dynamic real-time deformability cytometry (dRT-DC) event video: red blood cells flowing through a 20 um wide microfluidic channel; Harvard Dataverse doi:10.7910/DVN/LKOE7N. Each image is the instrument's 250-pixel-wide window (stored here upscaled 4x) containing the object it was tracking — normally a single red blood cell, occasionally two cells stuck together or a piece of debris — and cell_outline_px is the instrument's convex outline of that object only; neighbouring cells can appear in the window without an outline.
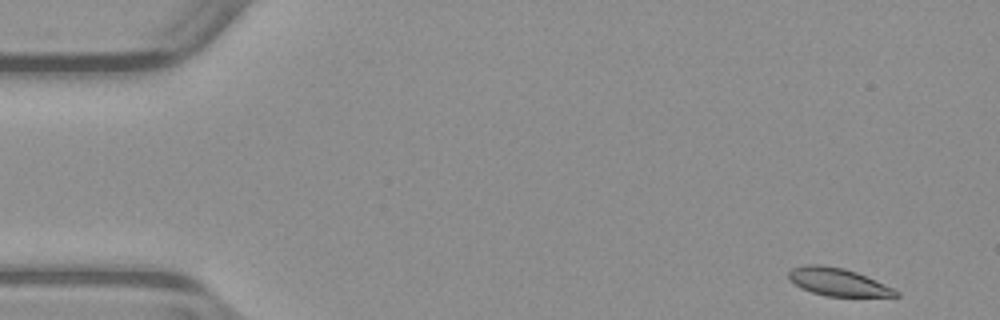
{"species": "common noctule bat (a hibernating species)", "species_latin": "Nyctalus noctula", "temperature_condition": "warm", "stored_images_in_passage": 50, "camera_frame_rate_fps": 3000, "um_per_image_px": 0.085, "animal": {"sex": "male", "body_mass_g": 23.1, "forearm_length_mm": 52.7}, "frame": {"image": 1, "passage_image": 1, "time_ms": 0.0, "image_size_px": [1000, 320], "cell_outline_px": [[900, 296], [824, 296], [800, 288], [788, 280], [788, 272], [792, 268], [804, 264], [820, 264], [844, 268], [856, 272], [884, 284], [900, 292]], "centroid_in_image_um": [71.16, 23.96], "position_along_channel_um": 13.8, "area_um2": 17.34}}
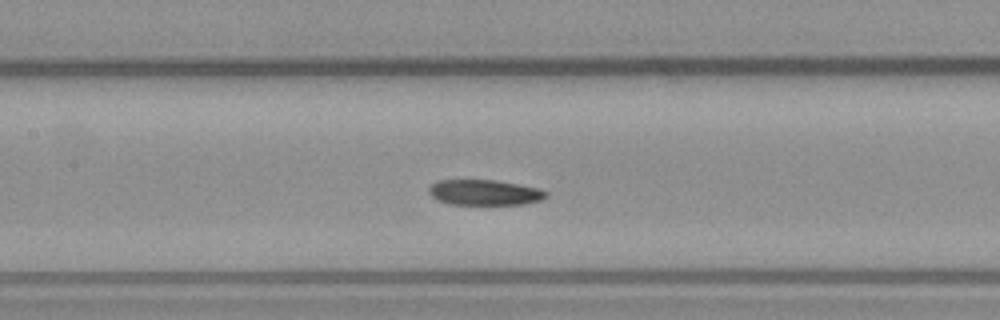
{"frame": {"image": 2, "passage_image": 22, "time_ms": 7.0, "image_size_px": [1000, 320], "cell_outline_px": [[548, 196], [540, 200], [524, 204], [452, 204], [436, 200], [428, 192], [428, 188], [436, 180], [496, 180], [540, 188], [548, 192]], "centroid_in_image_um": [41.19, 16.35], "position_along_channel_um": 166.2, "area_um2": 17.46}}
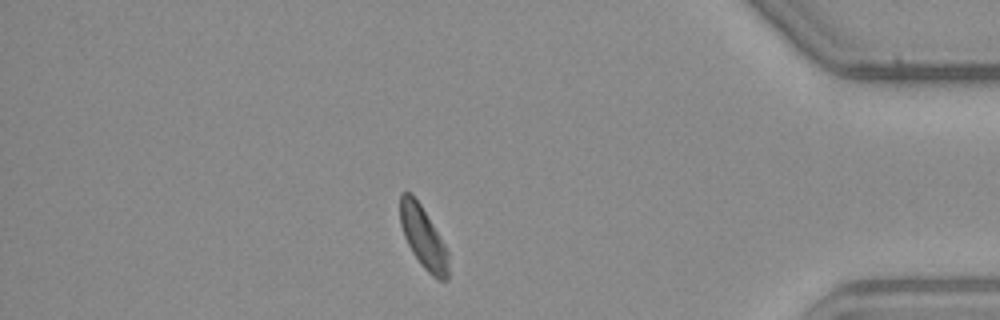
{"frame": {"image": 3, "passage_image": 43, "time_ms": 14.0, "image_size_px": [1000, 320], "cell_outline_px": [[448, 280], [436, 280], [424, 268], [412, 252], [404, 236], [400, 224], [400, 192], [412, 192], [420, 204], [444, 244], [448, 252]], "centroid_in_image_um": [35.96, 20.18], "position_along_channel_um": 399.2, "area_um2": 17.22}}